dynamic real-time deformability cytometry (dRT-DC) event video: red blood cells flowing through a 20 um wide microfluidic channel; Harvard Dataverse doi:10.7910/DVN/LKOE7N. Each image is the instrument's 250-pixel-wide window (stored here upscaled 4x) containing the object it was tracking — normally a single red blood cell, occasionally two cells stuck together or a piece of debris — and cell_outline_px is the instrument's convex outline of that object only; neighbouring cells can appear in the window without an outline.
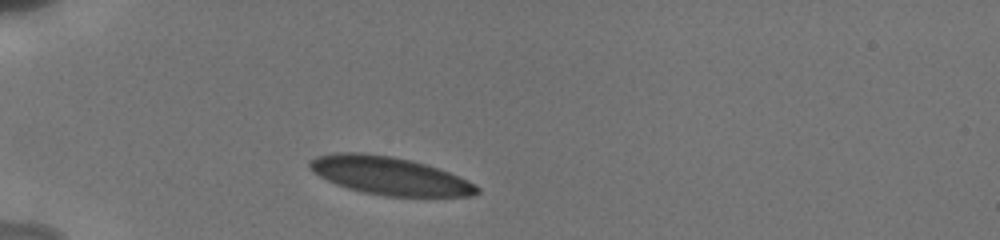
{"species": "human", "species_latin": "Homo sapiens", "temperature_condition": "cold", "stored_images_in_passage": 37, "camera_frame_rate_fps": 3000, "um_per_image_px": 0.085, "donor": {"sex": "male"}, "frame": {"image": 1, "passage_image": 1, "time_ms": 0.0, "image_size_px": [1000, 240], "cell_outline_px": [[480, 192], [472, 196], [384, 196], [364, 192], [348, 188], [336, 184], [320, 176], [308, 168], [308, 160], [316, 156], [336, 152], [360, 152], [392, 156], [412, 160], [448, 172], [468, 180], [476, 184], [480, 188]], "centroid_in_image_um": [33.09, 14.93], "position_along_channel_um": 51.9, "area_um2": 36.99}}
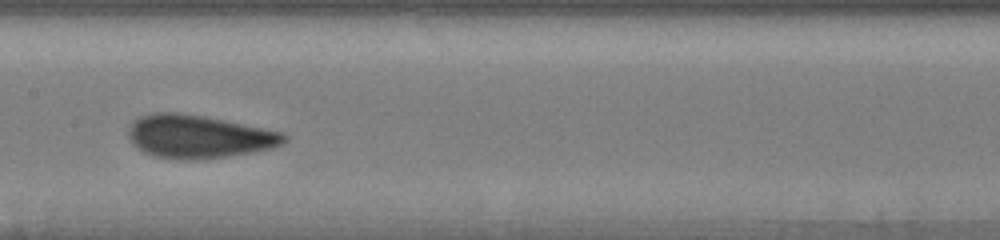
{"frame": {"image": 2, "passage_image": 15, "time_ms": 4.333, "image_size_px": [1000, 240], "cell_outline_px": [[288, 140], [284, 144], [272, 148], [252, 152], [228, 156], [196, 160], [192, 160], [156, 156], [144, 152], [132, 144], [128, 136], [128, 128], [140, 116], [152, 112], [180, 112], [204, 116], [284, 132], [288, 136]], "centroid_in_image_um": [16.91, 11.6], "position_along_channel_um": 190.5, "area_um2": 39.19}}
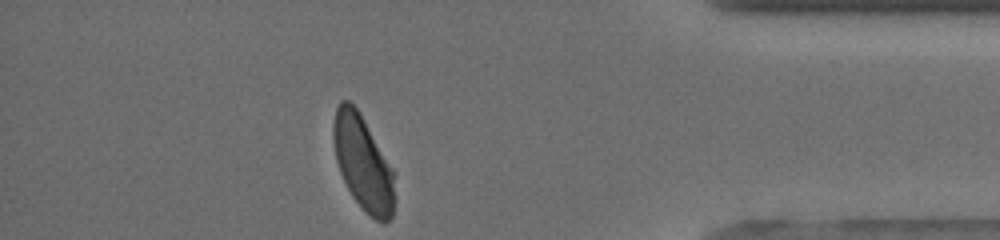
{"frame": {"image": 3, "passage_image": 37, "time_ms": 10.667, "image_size_px": [1000, 240], "cell_outline_px": [[396, 172], [392, 216], [384, 224], [368, 216], [364, 212], [352, 196], [340, 172], [336, 160], [332, 136], [332, 124], [336, 108], [340, 100], [348, 100], [360, 112]], "centroid_in_image_um": [30.87, 13.86], "position_along_channel_um": 404.3, "area_um2": 34.39}, "authors_computed_cell_mechanics": {"area_um2": 37.9168, "velocity_mm_per_s": 3.8169, "shape_relaxation_time_tau1_ms": 2.772, "shape_relaxation_time_tau2_ms": 0.6612, "deformation_change_tau1": 0.1149, "deformation_change_tau2": 0.0473}}